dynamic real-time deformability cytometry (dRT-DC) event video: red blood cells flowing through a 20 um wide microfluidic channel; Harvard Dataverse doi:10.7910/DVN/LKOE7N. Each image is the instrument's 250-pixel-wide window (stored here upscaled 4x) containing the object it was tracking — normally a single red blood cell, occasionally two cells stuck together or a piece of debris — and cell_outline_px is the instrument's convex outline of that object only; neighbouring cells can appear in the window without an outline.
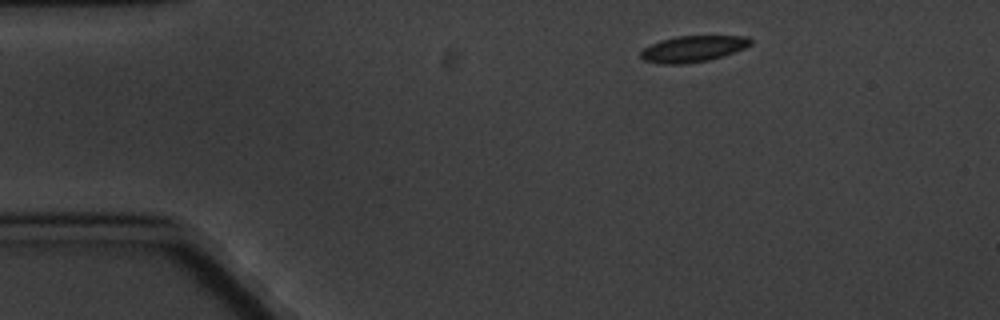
{"species": "common noctule bat (a hibernating species)", "species_latin": "Nyctalus noctula", "temperature_condition": "cold", "stored_images_in_passage": 6, "segment_of_instrument_passage": [2, 2], "camera_frame_rate_fps": 3000, "um_per_image_px": 0.085, "animal": {"sex": "male", "body_mass_g": 20.1, "forearm_length_mm": 53.5}, "frame": {"image": 1, "passage_image": 6, "time_ms": 6.667, "image_size_px": [1000, 320], "cell_outline_px": [[752, 44], [744, 48], [724, 56], [708, 60], [684, 64], [660, 64], [644, 60], [640, 56], [640, 52], [644, 48], [660, 40], [676, 36], [748, 36], [752, 40]], "centroid_in_image_um": [58.91, 4.15], "position_along_channel_um": 26.1, "area_um2": 16.82}}